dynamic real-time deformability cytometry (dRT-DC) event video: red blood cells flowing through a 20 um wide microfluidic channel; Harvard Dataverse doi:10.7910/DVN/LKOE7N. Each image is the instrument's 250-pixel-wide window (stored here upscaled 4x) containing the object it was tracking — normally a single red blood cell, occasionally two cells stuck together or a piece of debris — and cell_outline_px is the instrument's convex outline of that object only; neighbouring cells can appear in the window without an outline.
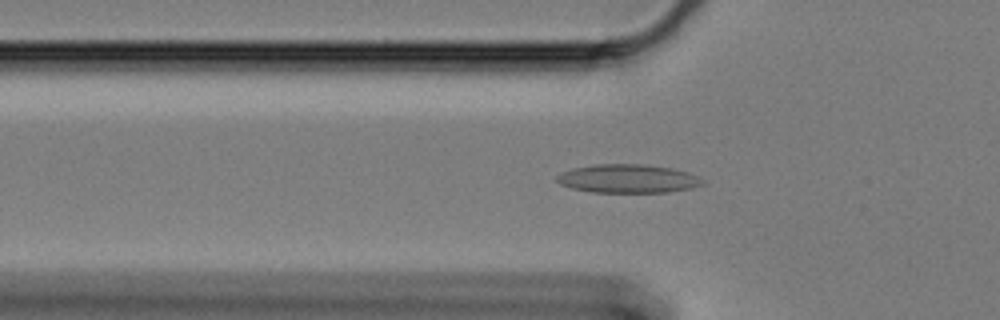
{"species": "Egyptian fruit bat (a non-hibernating species)", "species_latin": "Rousettus aegyptiacus", "temperature_condition": "cold", "stored_images_in_passage": 61, "camera_frame_rate_fps": 3000, "um_per_image_px": 0.085, "animal": {"sex": "female"}, "frame": {"image": 1, "passage_image": 20, "time_ms": 6.333, "image_size_px": [1000, 320], "cell_outline_px": [[704, 184], [692, 188], [668, 192], [592, 192], [572, 188], [560, 184], [556, 180], [556, 176], [572, 168], [596, 164], [640, 164], [672, 168], [688, 172], [704, 180]], "centroid_in_image_um": [53.38, 15.18], "position_along_channel_um": 72.4, "area_um2": 24.16}}
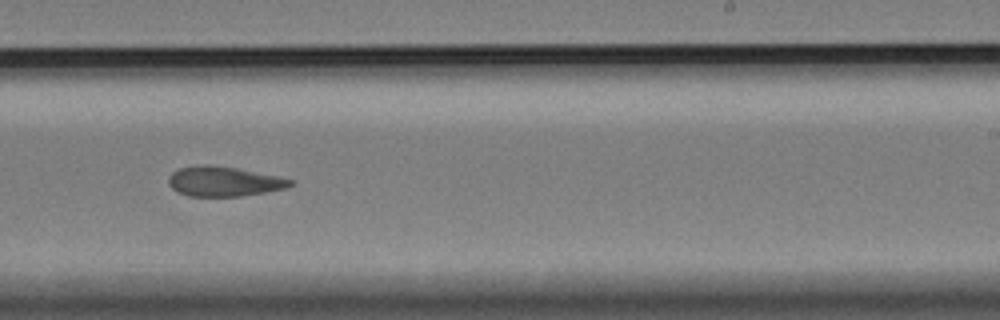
{"frame": {"image": 2, "passage_image": 38, "time_ms": 12.333, "image_size_px": [1000, 320], "cell_outline_px": [[292, 184], [284, 188], [264, 192], [240, 196], [188, 196], [176, 192], [168, 184], [168, 176], [176, 168], [200, 164], [208, 164], [236, 168], [280, 176], [292, 180]], "centroid_in_image_um": [18.95, 15.41], "position_along_channel_um": 270.1, "area_um2": 21.27}}
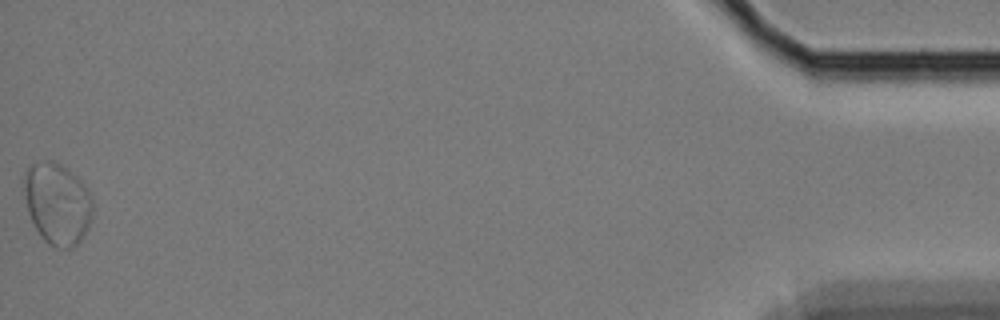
{"frame": {"image": 3, "passage_image": 61, "time_ms": 20.0, "image_size_px": [1000, 320], "cell_outline_px": [[92, 216], [88, 228], [84, 236], [76, 244], [68, 248], [56, 248], [48, 244], [40, 236], [28, 212], [24, 192], [24, 176], [28, 168], [32, 164], [48, 160], [60, 164], [68, 168], [88, 188], [92, 200]], "centroid_in_image_um": [4.89, 17.31], "position_along_channel_um": 430.3, "area_um2": 32.6}, "authors_computed_cell_mechanics": {"area_um2": 24.3338, "velocity_mm_per_s": 3.2783, "shape_relaxation_time_tau1_ms": null, "shape_relaxation_time_tau2_ms": 4.2779, "deformation_change_tau1": null, "deformation_change_tau2": 0.0997}}